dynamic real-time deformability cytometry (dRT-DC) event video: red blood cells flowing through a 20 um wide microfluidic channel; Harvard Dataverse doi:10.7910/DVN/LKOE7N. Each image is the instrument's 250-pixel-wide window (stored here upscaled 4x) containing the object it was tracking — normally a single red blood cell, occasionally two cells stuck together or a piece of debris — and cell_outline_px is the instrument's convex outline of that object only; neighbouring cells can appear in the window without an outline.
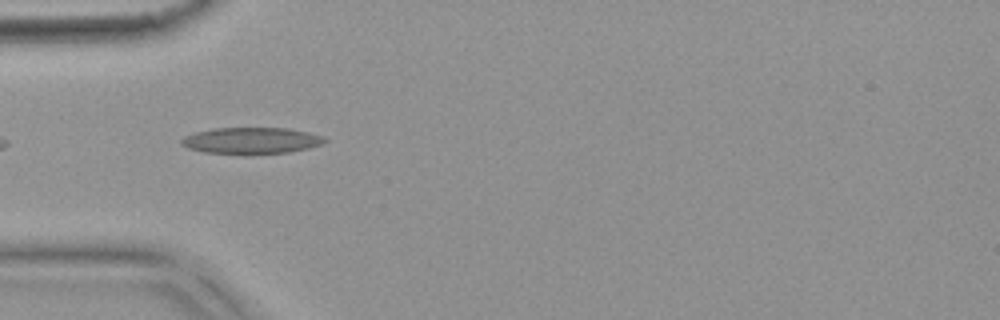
{"species": "common noctule bat (a hibernating species)", "species_latin": "Nyctalus noctula", "temperature_condition": "warm", "stored_images_in_passage": 1, "camera_frame_rate_fps": 3000, "um_per_image_px": 0.085, "animal": {"sex": "female", "body_mass_g": 18.4}, "frame": {"image": 1, "passage_image": 1, "time_ms": 0.0, "image_size_px": [1000, 320], "cell_outline_px": [[328, 140], [320, 144], [308, 148], [288, 152], [248, 156], [204, 152], [188, 148], [180, 144], [180, 140], [184, 136], [196, 132], [212, 128], [288, 128], [308, 132], [324, 136]], "centroid_in_image_um": [21.34, 11.97], "position_along_channel_um": 63.7, "area_um2": 22.6}}